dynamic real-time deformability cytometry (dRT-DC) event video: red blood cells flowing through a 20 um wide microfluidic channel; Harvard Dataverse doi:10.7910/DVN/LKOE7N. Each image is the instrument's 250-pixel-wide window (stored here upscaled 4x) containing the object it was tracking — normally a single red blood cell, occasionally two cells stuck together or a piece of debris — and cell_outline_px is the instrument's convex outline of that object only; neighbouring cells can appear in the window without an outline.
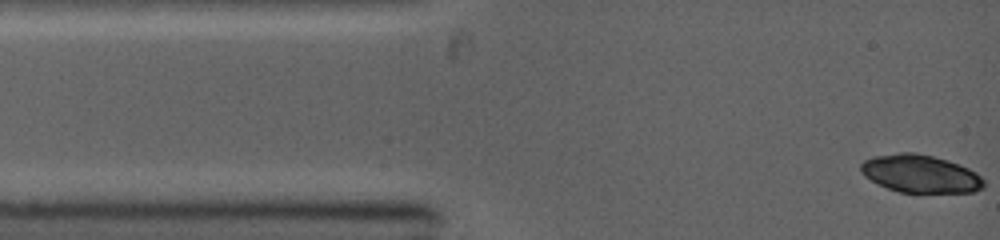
{"species": "common noctule bat (a hibernating species)", "species_latin": "Nyctalus noctula", "temperature_condition": "warm", "stored_images_in_passage": 11, "camera_frame_rate_fps": 5000, "um_per_image_px": 0.085, "animal": {"sex": "female", "body_mass_g": 19.0, "forearm_length_mm": 53.3}, "frame": {"image": 1, "passage_image": 1, "time_ms": 0.0, "image_size_px": [1000, 240], "cell_outline_px": [[984, 188], [972, 192], [900, 192], [888, 188], [864, 176], [860, 168], [860, 164], [864, 160], [872, 156], [900, 152], [916, 152], [932, 156], [960, 164], [976, 172], [984, 180]], "centroid_in_image_um": [78.23, 14.76], "position_along_channel_um": 6.8, "area_um2": 27.05}}
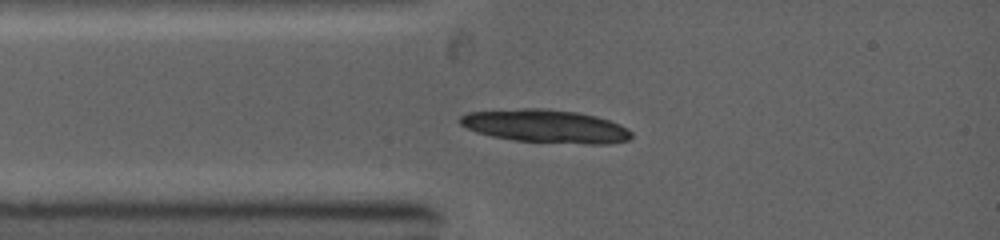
{"frame": {"image": 2, "passage_image": 11, "time_ms": 2.0, "image_size_px": [1000, 240], "cell_outline_px": [[632, 136], [628, 140], [608, 144], [588, 144], [512, 140], [492, 136], [476, 132], [460, 124], [460, 116], [468, 112], [520, 108], [544, 108], [576, 112], [596, 116], [620, 124], [628, 128], [632, 132]], "centroid_in_image_um": [46.39, 10.72], "position_along_channel_um": 38.6, "area_um2": 33.12}}